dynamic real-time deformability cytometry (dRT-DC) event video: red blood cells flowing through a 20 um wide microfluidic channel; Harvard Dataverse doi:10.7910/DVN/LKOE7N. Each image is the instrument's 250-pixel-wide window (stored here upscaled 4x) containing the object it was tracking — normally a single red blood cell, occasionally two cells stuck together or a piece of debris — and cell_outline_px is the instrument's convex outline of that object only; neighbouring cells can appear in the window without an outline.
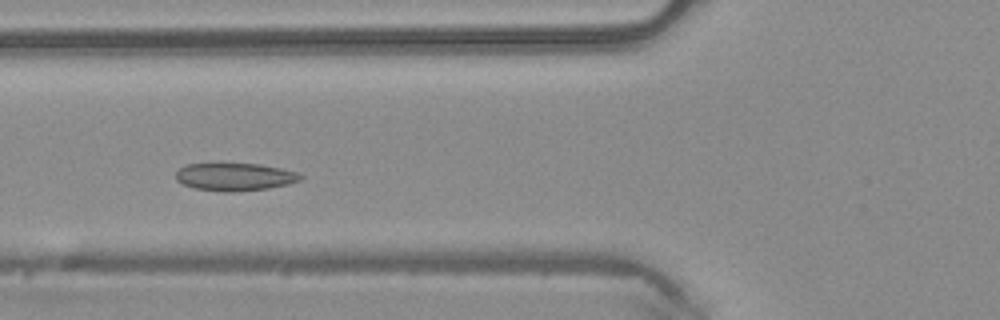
{"species": "common noctule bat (a hibernating species)", "species_latin": "Nyctalus noctula", "temperature_condition": "warm", "stored_images_in_passage": 45, "camera_frame_rate_fps": 3000, "um_per_image_px": 0.085, "animal": {"sex": "male", "body_mass_g": 20.4}, "frame": {"image": 1, "passage_image": 15, "time_ms": 4.667, "image_size_px": [1000, 320], "cell_outline_px": [[304, 176], [300, 180], [288, 184], [268, 188], [236, 192], [224, 192], [196, 188], [184, 184], [176, 180], [176, 172], [180, 168], [188, 164], [260, 164], [280, 168], [296, 172]], "centroid_in_image_um": [19.97, 15.04], "position_along_channel_um": 105.8, "area_um2": 19.94}}
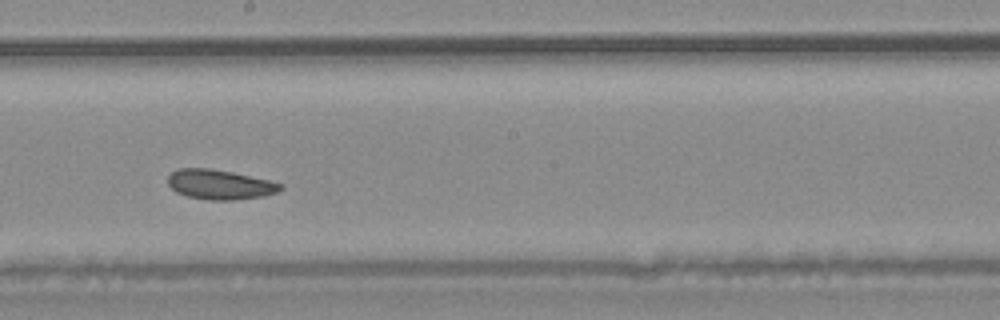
{"frame": {"image": 2, "passage_image": 24, "time_ms": 7.667, "image_size_px": [1000, 320], "cell_outline_px": [[284, 188], [276, 192], [264, 196], [232, 200], [208, 200], [188, 196], [176, 192], [168, 184], [168, 176], [172, 172], [180, 168], [208, 168], [232, 172], [268, 180], [284, 184]], "centroid_in_image_um": [18.69, 15.68], "position_along_channel_um": 229.5, "area_um2": 19.42}}
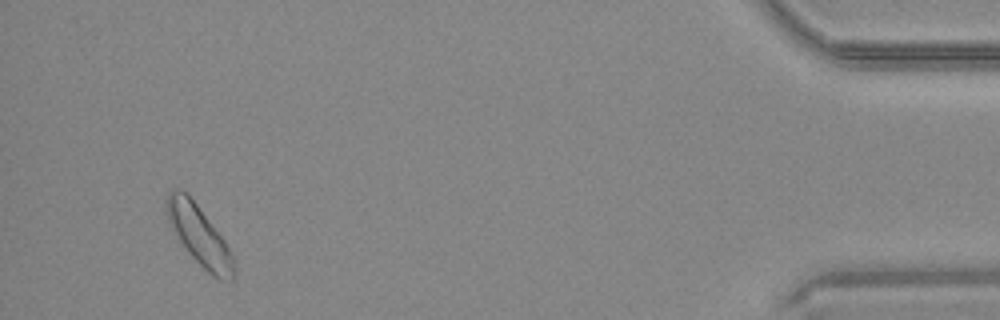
{"frame": {"image": 3, "passage_image": 43, "time_ms": 14.0, "image_size_px": [1000, 320], "cell_outline_px": [[236, 272], [232, 280], [220, 280], [212, 276], [176, 240], [168, 220], [164, 204], [164, 200], [168, 192], [172, 188], [180, 188], [188, 192], [224, 240], [232, 256]], "centroid_in_image_um": [16.87, 19.96], "position_along_channel_um": 418.3, "area_um2": 23.7}}